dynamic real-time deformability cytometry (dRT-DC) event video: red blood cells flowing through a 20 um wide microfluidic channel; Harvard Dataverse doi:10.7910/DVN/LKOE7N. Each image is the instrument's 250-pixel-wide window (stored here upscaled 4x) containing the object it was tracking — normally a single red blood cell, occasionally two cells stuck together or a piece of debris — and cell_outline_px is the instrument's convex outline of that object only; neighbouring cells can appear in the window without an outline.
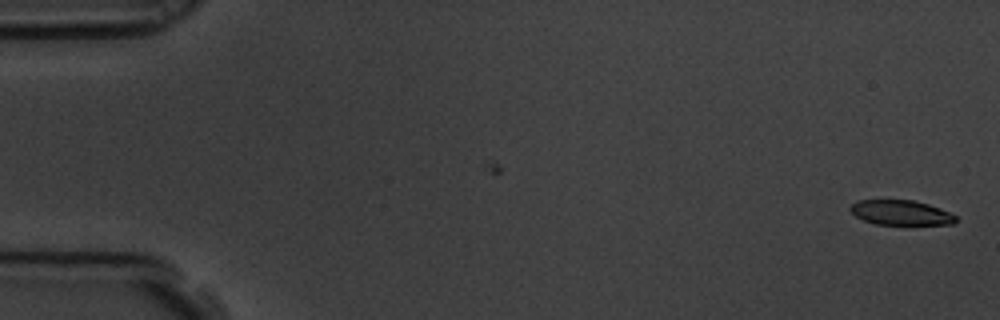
{"species": "common noctule bat (a hibernating species)", "species_latin": "Nyctalus noctula", "temperature_condition": "room temperature", "stored_images_in_passage": 2, "camera_frame_rate_fps": 3000, "um_per_image_px": 0.085, "animal": {"sex": "male", "body_mass_g": 19.5, "forearm_length_mm": 54.6}, "frame": {"image": 1, "passage_image": 2, "time_ms": 0.333, "image_size_px": [1000, 320], "cell_outline_px": [[956, 220], [952, 224], [876, 224], [864, 220], [856, 216], [848, 208], [856, 200], [912, 200], [928, 204], [940, 208], [956, 216]], "centroid_in_image_um": [76.54, 18.06], "position_along_channel_um": 8.5, "area_um2": 15.09}}